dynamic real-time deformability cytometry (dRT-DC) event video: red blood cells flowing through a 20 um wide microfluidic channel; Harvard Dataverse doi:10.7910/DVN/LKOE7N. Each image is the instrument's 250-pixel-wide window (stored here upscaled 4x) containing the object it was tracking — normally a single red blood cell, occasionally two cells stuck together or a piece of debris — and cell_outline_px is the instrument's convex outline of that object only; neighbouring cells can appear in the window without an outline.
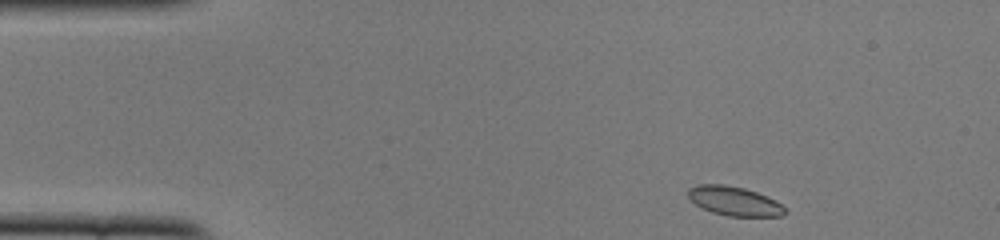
{"species": "common noctule bat (a hibernating species)", "species_latin": "Nyctalus noctula", "temperature_condition": "cold", "stored_images_in_passage": 45, "camera_frame_rate_fps": 3000, "um_per_image_px": 0.085, "animal": {"sex": "female", "body_mass_g": 22.0, "forearm_length_mm": 56.7}, "frame": {"image": 1, "passage_image": 1, "time_ms": 0.0, "image_size_px": [1000, 240], "cell_outline_px": [[788, 212], [784, 216], [728, 216], [712, 212], [696, 204], [688, 196], [688, 188], [696, 184], [724, 184], [744, 188], [768, 196], [776, 200]], "centroid_in_image_um": [62.43, 17.08], "position_along_channel_um": 22.6, "area_um2": 16.47}}
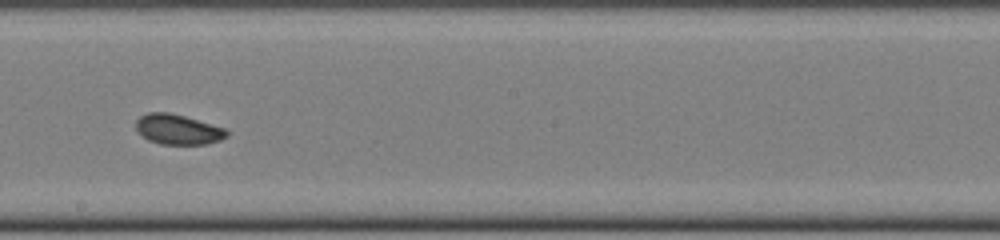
{"frame": {"image": 2, "passage_image": 23, "time_ms": 7.333, "image_size_px": [1000, 240], "cell_outline_px": [[228, 136], [220, 140], [204, 144], [160, 144], [148, 140], [136, 132], [136, 120], [140, 116], [148, 112], [168, 112], [184, 116], [224, 128], [228, 132]], "centroid_in_image_um": [15.08, 11.0], "position_along_channel_um": 233.1, "area_um2": 15.9}}
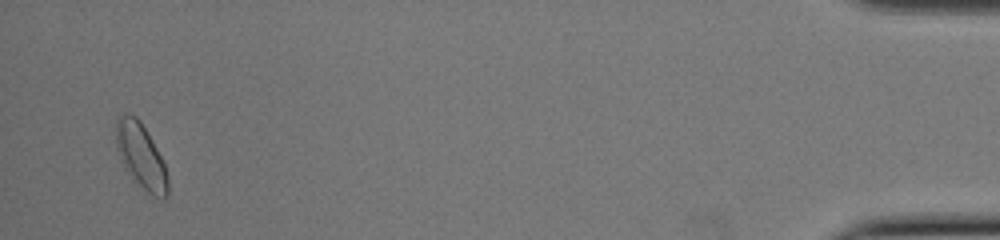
{"frame": {"image": 3, "passage_image": 44, "time_ms": 14.333, "image_size_px": [1000, 240], "cell_outline_px": [[168, 196], [164, 200], [152, 196], [132, 180], [124, 168], [120, 160], [116, 144], [116, 120], [124, 112], [128, 112], [136, 116], [140, 120], [152, 140], [164, 164], [168, 176]], "centroid_in_image_um": [11.97, 13.29], "position_along_channel_um": 423.2, "area_um2": 19.94}, "authors_computed_cell_mechanics": {"area_um2": 16.2996, "velocity_mm_per_s": 3.8755, "shape_relaxation_time_tau1_ms": null, "shape_relaxation_time_tau2_ms": 0.6429, "deformation_change_tau1": null, "deformation_change_tau2": 0.0322}}